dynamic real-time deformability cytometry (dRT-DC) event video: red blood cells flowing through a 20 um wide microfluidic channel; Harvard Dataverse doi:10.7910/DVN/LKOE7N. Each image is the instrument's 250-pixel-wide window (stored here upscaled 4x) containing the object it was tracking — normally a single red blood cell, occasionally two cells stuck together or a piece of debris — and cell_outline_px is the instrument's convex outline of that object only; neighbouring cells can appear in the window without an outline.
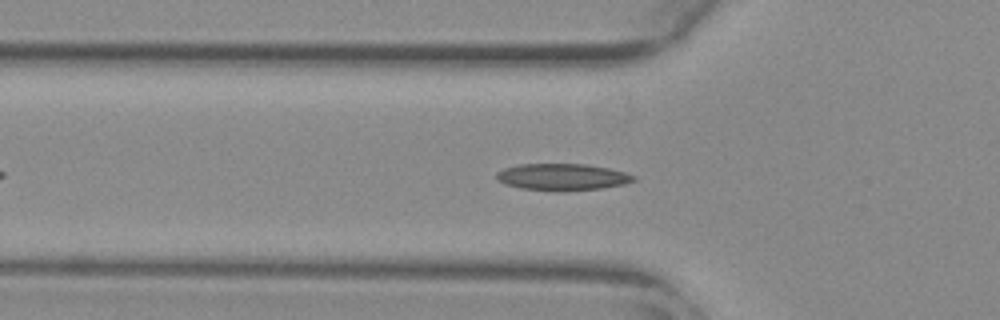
{"species": "common noctule bat (a hibernating species)", "species_latin": "Nyctalus noctula", "temperature_condition": "warm", "stored_images_in_passage": 47, "camera_frame_rate_fps": 3000, "um_per_image_px": 0.085, "animal": {"sex": "female", "body_mass_g": 29.2, "forearm_length_mm": 56.3}, "frame": {"image": 1, "passage_image": 10, "time_ms": 3.0, "image_size_px": [1000, 320], "cell_outline_px": [[636, 180], [624, 184], [600, 188], [564, 192], [560, 192], [520, 188], [504, 184], [496, 176], [496, 172], [504, 168], [520, 164], [584, 164], [608, 168], [624, 172], [636, 176]], "centroid_in_image_um": [47.79, 15.05], "position_along_channel_um": 78.0, "area_um2": 21.44}}
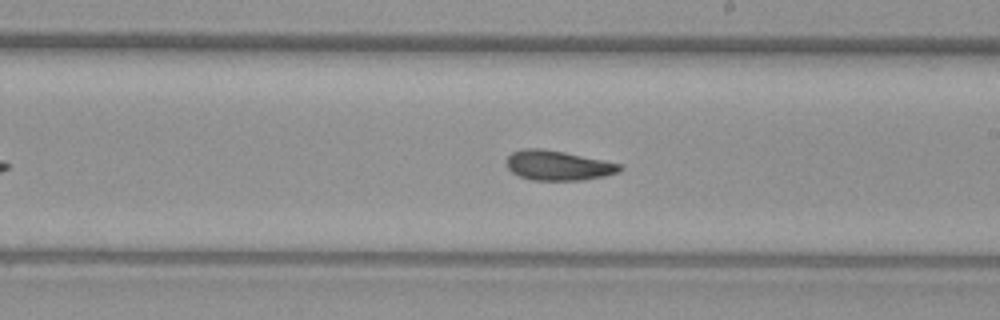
{"frame": {"image": 2, "passage_image": 23, "time_ms": 7.333, "image_size_px": [1000, 320], "cell_outline_px": [[624, 168], [620, 172], [604, 176], [584, 180], [532, 180], [520, 176], [512, 172], [504, 164], [504, 160], [512, 152], [524, 148], [544, 148], [624, 164]], "centroid_in_image_um": [47.44, 14.06], "position_along_channel_um": 241.6, "area_um2": 20.0}}
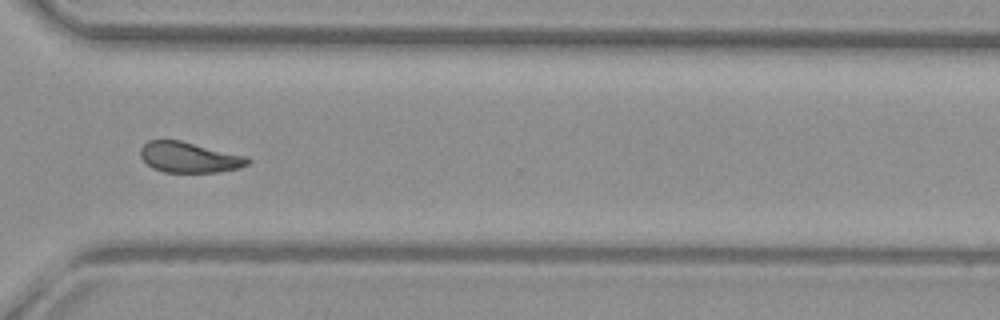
{"frame": {"image": 3, "passage_image": 32, "time_ms": 10.333, "image_size_px": [1000, 320], "cell_outline_px": [[252, 160], [248, 164], [240, 168], [216, 172], [164, 172], [152, 168], [140, 156], [140, 148], [148, 140], [180, 140], [248, 156]], "centroid_in_image_um": [16.11, 13.37], "position_along_channel_um": 354.5, "area_um2": 19.19}, "authors_computed_cell_mechanics": {"area_um2": 19.7676, "velocity_mm_per_s": 3.77, "shape_relaxation_time_tau1_ms": 9.2566, "shape_relaxation_time_tau2_ms": 3.265, "deformation_change_tau1": 0.2073, "deformation_change_tau2": 0.0917}}